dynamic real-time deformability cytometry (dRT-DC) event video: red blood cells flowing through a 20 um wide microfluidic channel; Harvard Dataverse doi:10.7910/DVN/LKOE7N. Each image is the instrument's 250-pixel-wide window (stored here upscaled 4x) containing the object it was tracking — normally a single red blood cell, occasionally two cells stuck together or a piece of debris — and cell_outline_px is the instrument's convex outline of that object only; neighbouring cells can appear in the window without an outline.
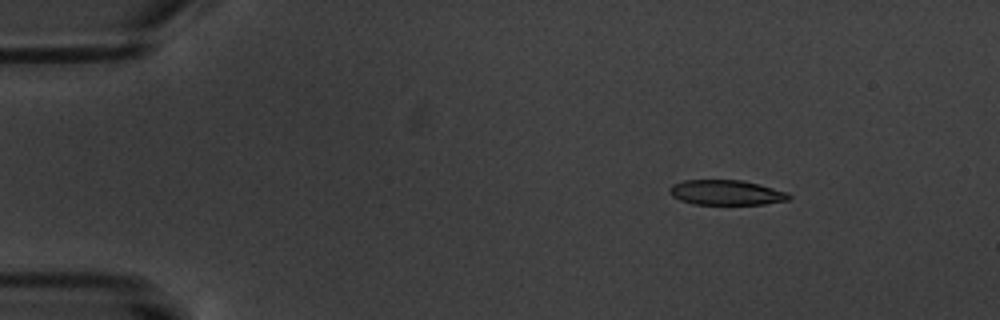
{"species": "common noctule bat (a hibernating species)", "species_latin": "Nyctalus noctula", "temperature_condition": "warm", "stored_images_in_passage": 10, "camera_frame_rate_fps": 3000, "um_per_image_px": 0.085, "animal": {"sex": "male", "body_mass_g": 20.1, "forearm_length_mm": 53.5}, "frame": {"image": 1, "passage_image": 2, "time_ms": 1.333, "image_size_px": [1000, 320], "cell_outline_px": [[792, 196], [788, 200], [764, 204], [692, 204], [680, 200], [672, 196], [668, 192], [668, 188], [672, 184], [684, 180], [744, 180], [760, 184], [788, 192]], "centroid_in_image_um": [61.72, 16.36], "position_along_channel_um": 23.3, "area_um2": 17.57}}
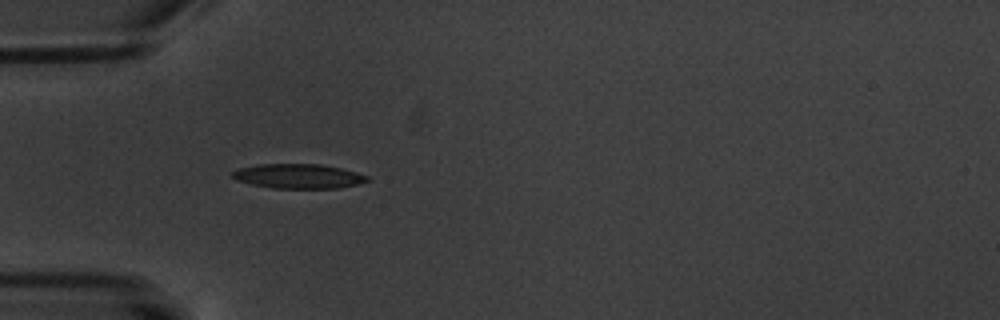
{"frame": {"image": 2, "passage_image": 5, "time_ms": 4.667, "image_size_px": [1000, 320], "cell_outline_px": [[372, 180], [340, 188], [272, 188], [252, 184], [236, 180], [232, 176], [232, 172], [240, 168], [256, 164], [320, 164], [340, 168], [356, 172], [368, 176]], "centroid_in_image_um": [25.37, 14.97], "position_along_channel_um": 59.6, "area_um2": 19.25}}